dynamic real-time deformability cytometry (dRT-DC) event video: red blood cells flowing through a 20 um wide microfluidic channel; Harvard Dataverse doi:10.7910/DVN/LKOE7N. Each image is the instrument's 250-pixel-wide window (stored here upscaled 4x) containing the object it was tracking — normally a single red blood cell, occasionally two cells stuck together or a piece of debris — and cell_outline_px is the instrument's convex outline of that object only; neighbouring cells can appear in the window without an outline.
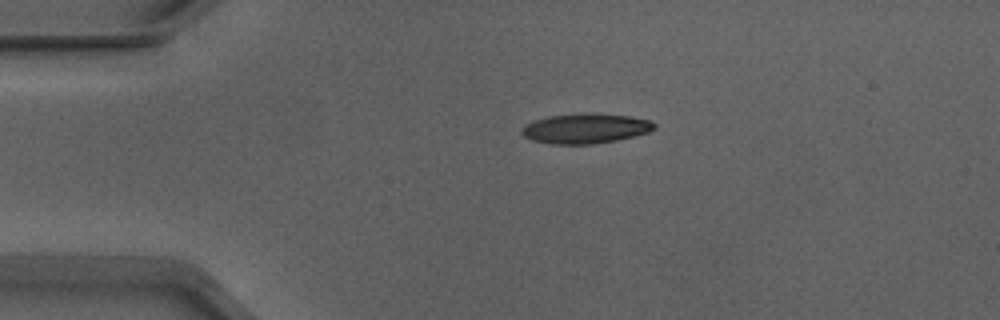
{"species": "Egyptian fruit bat (a non-hibernating species)", "species_latin": "Rousettus aegyptiacus", "temperature_condition": "warm", "stored_images_in_passage": 42, "camera_frame_rate_fps": 3000, "um_per_image_px": 0.085, "animal": {"sex": "male"}, "frame": {"image": 1, "passage_image": 1, "time_ms": 0.0, "image_size_px": [1000, 320], "cell_outline_px": [[656, 128], [648, 132], [616, 140], [588, 144], [552, 144], [532, 140], [524, 136], [520, 132], [520, 128], [536, 120], [548, 116], [628, 116], [652, 120], [656, 124]], "centroid_in_image_um": [49.76, 10.97], "position_along_channel_um": 35.2, "area_um2": 21.91}}
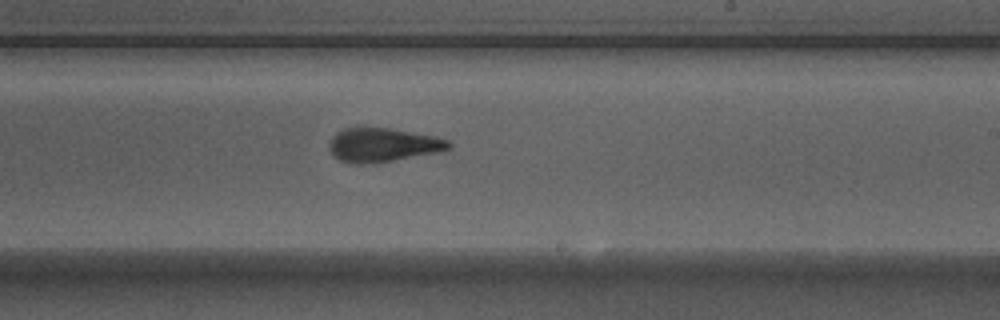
{"frame": {"image": 2, "passage_image": 21, "time_ms": 6.667, "image_size_px": [1000, 320], "cell_outline_px": [[452, 148], [444, 152], [392, 160], [360, 164], [348, 164], [340, 160], [328, 148], [328, 144], [332, 136], [336, 132], [344, 128], [360, 124], [388, 128], [436, 136], [448, 140], [452, 144]], "centroid_in_image_um": [32.53, 12.28], "position_along_channel_um": 256.5, "area_um2": 24.33}}
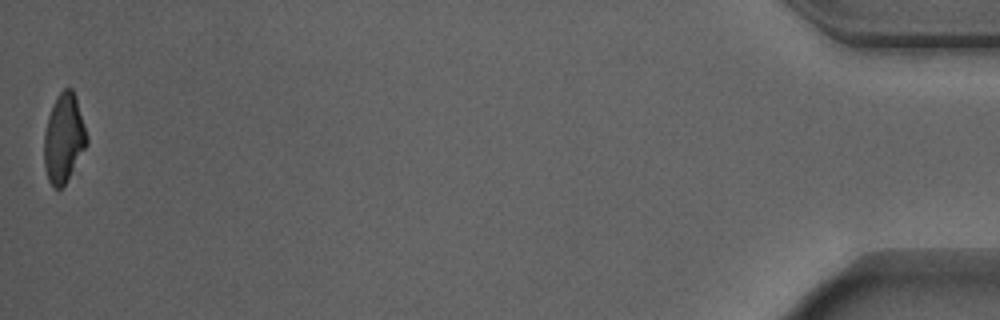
{"frame": {"image": 3, "passage_image": 42, "time_ms": 13.667, "image_size_px": [1000, 320], "cell_outline_px": [[88, 144], [64, 184], [60, 188], [52, 188], [48, 180], [44, 164], [44, 132], [48, 116], [52, 104], [56, 96], [64, 88], [72, 88], [76, 96], [88, 136]], "centroid_in_image_um": [5.42, 11.72], "position_along_channel_um": 429.8, "area_um2": 22.2}, "authors_computed_cell_mechanics": {"area_um2": 23.8136, "velocity_mm_per_s": 3.9067, "shape_relaxation_time_tau1_ms": 3.7941, "shape_relaxation_time_tau2_ms": 2.322, "deformation_change_tau1": 0.1714, "deformation_change_tau2": 0.1046}}